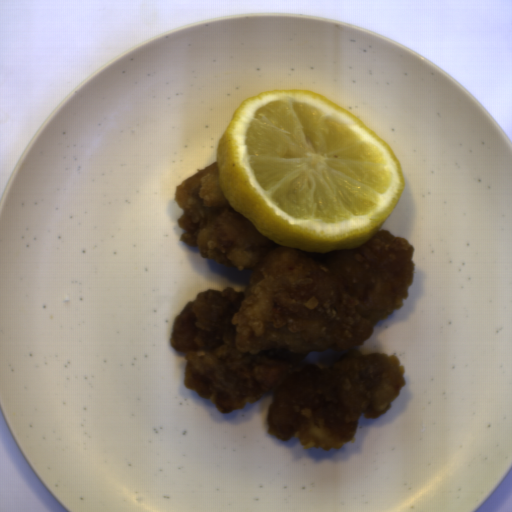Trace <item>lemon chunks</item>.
Listing matches in <instances>:
<instances>
[{
  "instance_id": "lemon-chunks-1",
  "label": "lemon chunks",
  "mask_w": 512,
  "mask_h": 512,
  "mask_svg": "<svg viewBox=\"0 0 512 512\" xmlns=\"http://www.w3.org/2000/svg\"><path fill=\"white\" fill-rule=\"evenodd\" d=\"M216 164L231 208L261 235L323 255L373 239L405 188L387 141L307 88L243 99L219 138Z\"/></svg>"
}]
</instances>
